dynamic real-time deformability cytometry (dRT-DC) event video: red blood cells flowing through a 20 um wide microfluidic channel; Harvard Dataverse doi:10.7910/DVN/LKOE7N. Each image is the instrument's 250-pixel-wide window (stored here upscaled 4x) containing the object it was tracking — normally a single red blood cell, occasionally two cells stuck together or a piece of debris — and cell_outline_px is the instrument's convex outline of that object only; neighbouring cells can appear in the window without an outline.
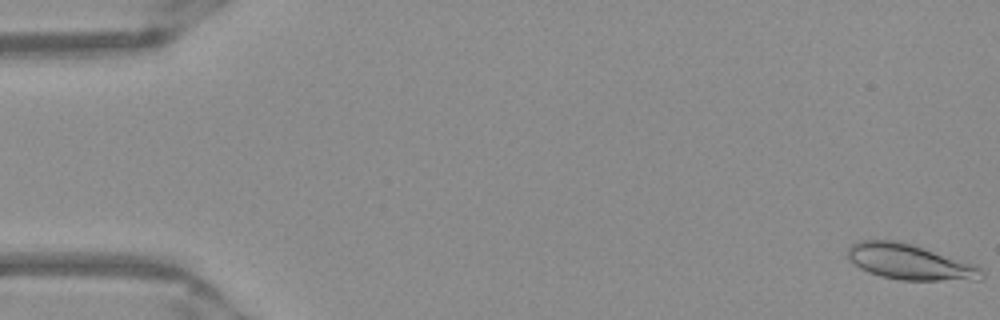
{"species": "Egyptian fruit bat (a non-hibernating species)", "species_latin": "Rousettus aegyptiacus", "temperature_condition": "warm", "stored_images_in_passage": 51, "camera_frame_rate_fps": 3000, "um_per_image_px": 0.085, "frame": {"image": 1, "passage_image": 1, "time_ms": 0.0, "image_size_px": [1000, 320], "cell_outline_px": [[984, 276], [980, 280], [900, 280], [880, 276], [860, 268], [848, 260], [848, 248], [852, 244], [860, 240], [896, 240], [912, 244], [976, 264], [984, 272]], "centroid_in_image_um": [77.35, 22.27], "position_along_channel_um": 7.7, "area_um2": 27.8}}
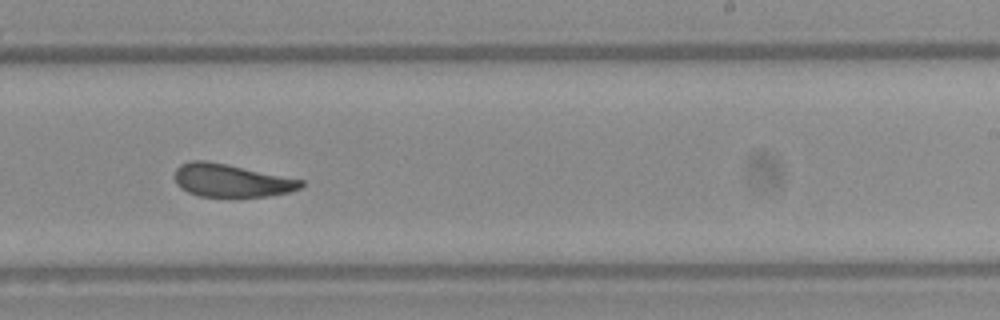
{"frame": {"image": 2, "passage_image": 32, "time_ms": 10.333, "image_size_px": [1000, 320], "cell_outline_px": [[304, 184], [300, 188], [288, 192], [264, 196], [200, 196], [188, 192], [180, 188], [176, 184], [176, 168], [180, 164], [192, 160], [208, 160], [304, 180]], "centroid_in_image_um": [19.64, 15.32], "position_along_channel_um": 269.4, "area_um2": 24.04}}
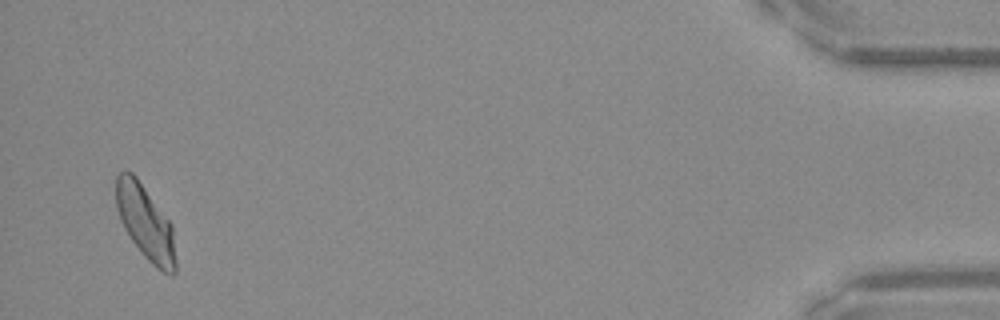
{"frame": {"image": 3, "passage_image": 50, "time_ms": 16.333, "image_size_px": [1000, 320], "cell_outline_px": [[176, 272], [172, 276], [156, 268], [144, 256], [132, 240], [124, 228], [120, 220], [116, 208], [116, 176], [120, 172], [132, 172], [136, 176], [172, 224], [176, 260]], "centroid_in_image_um": [12.37, 18.93], "position_along_channel_um": 422.8, "area_um2": 25.78}, "authors_computed_cell_mechanics": {"area_um2": 25.6632, "velocity_mm_per_s": 3.9393, "shape_relaxation_time_tau1_ms": 6.6184, "shape_relaxation_time_tau2_ms": 2.1887, "deformation_change_tau1": 0.1816, "deformation_change_tau2": 0.0867}}